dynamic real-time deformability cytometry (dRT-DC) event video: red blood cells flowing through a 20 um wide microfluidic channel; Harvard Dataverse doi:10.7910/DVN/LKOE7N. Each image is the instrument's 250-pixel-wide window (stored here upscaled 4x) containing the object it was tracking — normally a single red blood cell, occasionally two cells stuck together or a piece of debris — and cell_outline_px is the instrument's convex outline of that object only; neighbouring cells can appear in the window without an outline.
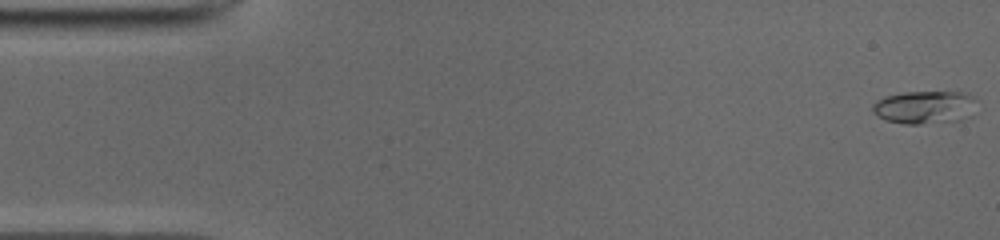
{"species": "common noctule bat (a hibernating species)", "species_latin": "Nyctalus noctula", "temperature_condition": "cold", "stored_images_in_passage": 51, "camera_frame_rate_fps": 3000, "um_per_image_px": 0.085, "animal": {"sex": "male", "body_mass_g": 19.0, "forearm_length_mm": 50.8}, "frame": {"image": 1, "passage_image": 1, "time_ms": 0.0, "image_size_px": [1000, 240], "cell_outline_px": [[972, 100], [960, 120], [920, 124], [908, 124], [884, 120], [872, 112], [872, 104], [884, 96], [904, 92], [968, 92], [972, 96]], "centroid_in_image_um": [78.41, 9.1], "position_along_channel_um": 6.6, "area_um2": 19.25}}
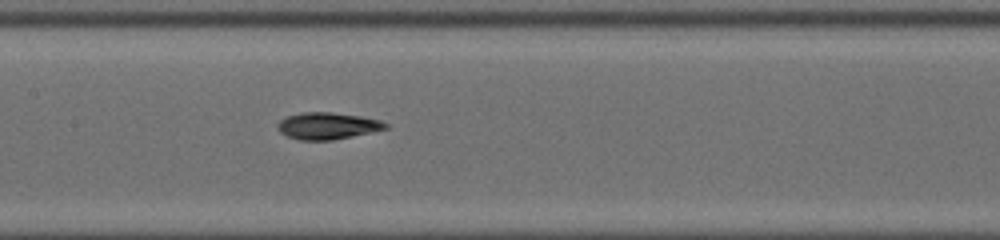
{"frame": {"image": 2, "passage_image": 24, "time_ms": 7.667, "image_size_px": [1000, 240], "cell_outline_px": [[388, 128], [352, 136], [332, 140], [300, 140], [288, 136], [280, 132], [276, 128], [276, 124], [280, 120], [288, 116], [304, 112], [332, 112], [360, 116], [380, 120], [388, 124]], "centroid_in_image_um": [27.81, 10.69], "position_along_channel_um": 179.6, "area_um2": 16.76}}
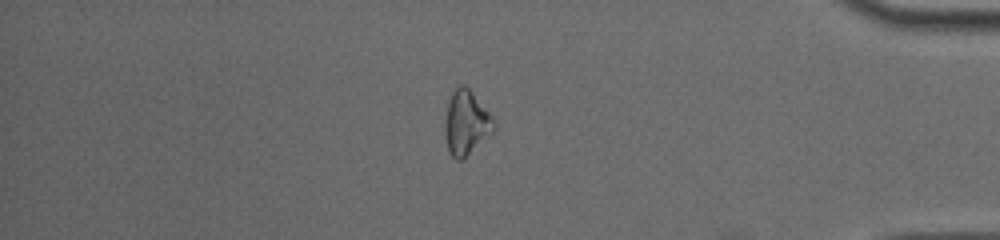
{"frame": {"image": 3, "passage_image": 43, "time_ms": 14.0, "image_size_px": [1000, 240], "cell_outline_px": [[496, 128], [492, 132], [460, 160], [456, 160], [448, 152], [444, 128], [444, 124], [448, 100], [452, 92], [460, 84], [464, 84], [472, 92], [488, 112], [496, 124]], "centroid_in_image_um": [39.59, 10.41], "position_along_channel_um": 395.6, "area_um2": 17.98}, "authors_computed_cell_mechanics": {"area_um2": 16.762, "velocity_mm_per_s": 3.9564, "shape_relaxation_time_tau1_ms": 4.165, "shape_relaxation_time_tau2_ms": 1.8989, "deformation_change_tau1": 0.162, "deformation_change_tau2": 0.0772}}